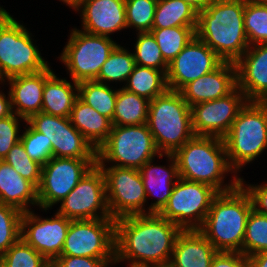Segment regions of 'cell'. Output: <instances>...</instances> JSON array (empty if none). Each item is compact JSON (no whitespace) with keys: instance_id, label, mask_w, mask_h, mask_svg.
Instances as JSON below:
<instances>
[{"instance_id":"6da1fadb","label":"cell","mask_w":267,"mask_h":267,"mask_svg":"<svg viewBox=\"0 0 267 267\" xmlns=\"http://www.w3.org/2000/svg\"><path fill=\"white\" fill-rule=\"evenodd\" d=\"M182 229L158 213L115 220V261L148 267L169 266ZM126 259V260H125Z\"/></svg>"},{"instance_id":"7a4b0ae2","label":"cell","mask_w":267,"mask_h":267,"mask_svg":"<svg viewBox=\"0 0 267 267\" xmlns=\"http://www.w3.org/2000/svg\"><path fill=\"white\" fill-rule=\"evenodd\" d=\"M244 8L245 0H215L198 13L196 36L223 61L235 63L250 46Z\"/></svg>"},{"instance_id":"3957f363","label":"cell","mask_w":267,"mask_h":267,"mask_svg":"<svg viewBox=\"0 0 267 267\" xmlns=\"http://www.w3.org/2000/svg\"><path fill=\"white\" fill-rule=\"evenodd\" d=\"M252 209L249 193L239 184L215 196L198 230L218 252L242 253L247 220Z\"/></svg>"},{"instance_id":"277c9868","label":"cell","mask_w":267,"mask_h":267,"mask_svg":"<svg viewBox=\"0 0 267 267\" xmlns=\"http://www.w3.org/2000/svg\"><path fill=\"white\" fill-rule=\"evenodd\" d=\"M173 155L182 179L208 184L218 192L230 191L240 184L241 177L229 165L223 138L194 136ZM228 172L234 173L233 181L224 184Z\"/></svg>"},{"instance_id":"5b68a950","label":"cell","mask_w":267,"mask_h":267,"mask_svg":"<svg viewBox=\"0 0 267 267\" xmlns=\"http://www.w3.org/2000/svg\"><path fill=\"white\" fill-rule=\"evenodd\" d=\"M147 125L161 154H174L195 136L191 108L180 91L168 89L149 102Z\"/></svg>"},{"instance_id":"8992f818","label":"cell","mask_w":267,"mask_h":267,"mask_svg":"<svg viewBox=\"0 0 267 267\" xmlns=\"http://www.w3.org/2000/svg\"><path fill=\"white\" fill-rule=\"evenodd\" d=\"M223 141L229 165L237 174L267 149V102L247 101Z\"/></svg>"},{"instance_id":"52a82bcc","label":"cell","mask_w":267,"mask_h":267,"mask_svg":"<svg viewBox=\"0 0 267 267\" xmlns=\"http://www.w3.org/2000/svg\"><path fill=\"white\" fill-rule=\"evenodd\" d=\"M162 158L147 124L112 126L106 141L96 151V164L140 169L146 162ZM115 162V163H114Z\"/></svg>"},{"instance_id":"ba28073f","label":"cell","mask_w":267,"mask_h":267,"mask_svg":"<svg viewBox=\"0 0 267 267\" xmlns=\"http://www.w3.org/2000/svg\"><path fill=\"white\" fill-rule=\"evenodd\" d=\"M31 33L13 17L0 29V81L36 73L48 67Z\"/></svg>"},{"instance_id":"9c48e42d","label":"cell","mask_w":267,"mask_h":267,"mask_svg":"<svg viewBox=\"0 0 267 267\" xmlns=\"http://www.w3.org/2000/svg\"><path fill=\"white\" fill-rule=\"evenodd\" d=\"M117 45L111 37L89 34L74 28L59 58L67 67L71 81L79 83L95 80Z\"/></svg>"},{"instance_id":"30bf717a","label":"cell","mask_w":267,"mask_h":267,"mask_svg":"<svg viewBox=\"0 0 267 267\" xmlns=\"http://www.w3.org/2000/svg\"><path fill=\"white\" fill-rule=\"evenodd\" d=\"M218 193L208 184L179 178L167 204L158 214L182 230H198Z\"/></svg>"},{"instance_id":"8fae6325","label":"cell","mask_w":267,"mask_h":267,"mask_svg":"<svg viewBox=\"0 0 267 267\" xmlns=\"http://www.w3.org/2000/svg\"><path fill=\"white\" fill-rule=\"evenodd\" d=\"M60 256L115 259V220H71Z\"/></svg>"},{"instance_id":"7c38bea8","label":"cell","mask_w":267,"mask_h":267,"mask_svg":"<svg viewBox=\"0 0 267 267\" xmlns=\"http://www.w3.org/2000/svg\"><path fill=\"white\" fill-rule=\"evenodd\" d=\"M98 166L105 176L107 204L114 220L147 214L146 191L138 169Z\"/></svg>"},{"instance_id":"4fadbf2b","label":"cell","mask_w":267,"mask_h":267,"mask_svg":"<svg viewBox=\"0 0 267 267\" xmlns=\"http://www.w3.org/2000/svg\"><path fill=\"white\" fill-rule=\"evenodd\" d=\"M95 165L96 159L52 157L41 169L37 188L40 209L49 210L62 201Z\"/></svg>"},{"instance_id":"5bb4252c","label":"cell","mask_w":267,"mask_h":267,"mask_svg":"<svg viewBox=\"0 0 267 267\" xmlns=\"http://www.w3.org/2000/svg\"><path fill=\"white\" fill-rule=\"evenodd\" d=\"M59 203L57 213L71 220L112 218L107 204L105 176L97 164Z\"/></svg>"},{"instance_id":"9a60e30c","label":"cell","mask_w":267,"mask_h":267,"mask_svg":"<svg viewBox=\"0 0 267 267\" xmlns=\"http://www.w3.org/2000/svg\"><path fill=\"white\" fill-rule=\"evenodd\" d=\"M27 122L44 134L48 144H52L53 157L96 159V150L72 125L69 118L40 112L32 115Z\"/></svg>"},{"instance_id":"2e32d148","label":"cell","mask_w":267,"mask_h":267,"mask_svg":"<svg viewBox=\"0 0 267 267\" xmlns=\"http://www.w3.org/2000/svg\"><path fill=\"white\" fill-rule=\"evenodd\" d=\"M246 103L244 93L236 87L224 97L190 106L195 136L223 138Z\"/></svg>"},{"instance_id":"e0dca14e","label":"cell","mask_w":267,"mask_h":267,"mask_svg":"<svg viewBox=\"0 0 267 267\" xmlns=\"http://www.w3.org/2000/svg\"><path fill=\"white\" fill-rule=\"evenodd\" d=\"M70 222L57 212L53 218H41L29 210L22 214L20 236L52 263L62 252Z\"/></svg>"},{"instance_id":"ac0fdd59","label":"cell","mask_w":267,"mask_h":267,"mask_svg":"<svg viewBox=\"0 0 267 267\" xmlns=\"http://www.w3.org/2000/svg\"><path fill=\"white\" fill-rule=\"evenodd\" d=\"M223 60L197 36L168 64L167 85L180 91L189 82L216 69Z\"/></svg>"},{"instance_id":"d6986e66","label":"cell","mask_w":267,"mask_h":267,"mask_svg":"<svg viewBox=\"0 0 267 267\" xmlns=\"http://www.w3.org/2000/svg\"><path fill=\"white\" fill-rule=\"evenodd\" d=\"M74 10L81 12V30L89 34L110 37L127 28L125 0H81Z\"/></svg>"},{"instance_id":"ffe728a7","label":"cell","mask_w":267,"mask_h":267,"mask_svg":"<svg viewBox=\"0 0 267 267\" xmlns=\"http://www.w3.org/2000/svg\"><path fill=\"white\" fill-rule=\"evenodd\" d=\"M235 65L237 87L247 101L267 102V44L249 46Z\"/></svg>"},{"instance_id":"44dd1931","label":"cell","mask_w":267,"mask_h":267,"mask_svg":"<svg viewBox=\"0 0 267 267\" xmlns=\"http://www.w3.org/2000/svg\"><path fill=\"white\" fill-rule=\"evenodd\" d=\"M237 87V70L233 62L223 61L216 69L185 85L180 93L189 106L219 99Z\"/></svg>"},{"instance_id":"7402d4cb","label":"cell","mask_w":267,"mask_h":267,"mask_svg":"<svg viewBox=\"0 0 267 267\" xmlns=\"http://www.w3.org/2000/svg\"><path fill=\"white\" fill-rule=\"evenodd\" d=\"M12 112L26 121L42 110L45 69L7 79ZM14 109V110H13Z\"/></svg>"},{"instance_id":"603a6c76","label":"cell","mask_w":267,"mask_h":267,"mask_svg":"<svg viewBox=\"0 0 267 267\" xmlns=\"http://www.w3.org/2000/svg\"><path fill=\"white\" fill-rule=\"evenodd\" d=\"M168 161L171 163L166 166H156L153 160L146 162L140 169L144 188L146 191V198L149 195L159 197L148 208L147 214L159 213L167 204L168 199L172 193L173 187L179 177L178 166L173 154H165ZM175 180V181H173Z\"/></svg>"},{"instance_id":"cb8c5ba5","label":"cell","mask_w":267,"mask_h":267,"mask_svg":"<svg viewBox=\"0 0 267 267\" xmlns=\"http://www.w3.org/2000/svg\"><path fill=\"white\" fill-rule=\"evenodd\" d=\"M217 252L199 230H182L176 239L169 267H210Z\"/></svg>"},{"instance_id":"d4e9b609","label":"cell","mask_w":267,"mask_h":267,"mask_svg":"<svg viewBox=\"0 0 267 267\" xmlns=\"http://www.w3.org/2000/svg\"><path fill=\"white\" fill-rule=\"evenodd\" d=\"M0 203L22 212H28L29 206H38L37 188L3 160H0Z\"/></svg>"},{"instance_id":"484cf974","label":"cell","mask_w":267,"mask_h":267,"mask_svg":"<svg viewBox=\"0 0 267 267\" xmlns=\"http://www.w3.org/2000/svg\"><path fill=\"white\" fill-rule=\"evenodd\" d=\"M72 84L65 78L59 79L48 66L45 69L41 112L69 118L74 102L78 98V83L73 81Z\"/></svg>"},{"instance_id":"4316f807","label":"cell","mask_w":267,"mask_h":267,"mask_svg":"<svg viewBox=\"0 0 267 267\" xmlns=\"http://www.w3.org/2000/svg\"><path fill=\"white\" fill-rule=\"evenodd\" d=\"M69 119L96 151L106 141L113 126L109 118L98 113L79 97L74 102Z\"/></svg>"},{"instance_id":"83f0119b","label":"cell","mask_w":267,"mask_h":267,"mask_svg":"<svg viewBox=\"0 0 267 267\" xmlns=\"http://www.w3.org/2000/svg\"><path fill=\"white\" fill-rule=\"evenodd\" d=\"M149 102L147 98L138 96L124 88L117 92L113 126H133L147 124Z\"/></svg>"},{"instance_id":"f1b7e54d","label":"cell","mask_w":267,"mask_h":267,"mask_svg":"<svg viewBox=\"0 0 267 267\" xmlns=\"http://www.w3.org/2000/svg\"><path fill=\"white\" fill-rule=\"evenodd\" d=\"M166 72L135 65L133 72L126 81L127 83L122 88L151 101L169 89Z\"/></svg>"},{"instance_id":"f546056e","label":"cell","mask_w":267,"mask_h":267,"mask_svg":"<svg viewBox=\"0 0 267 267\" xmlns=\"http://www.w3.org/2000/svg\"><path fill=\"white\" fill-rule=\"evenodd\" d=\"M198 13L183 0H158L152 28L197 26Z\"/></svg>"},{"instance_id":"4dcf8cb0","label":"cell","mask_w":267,"mask_h":267,"mask_svg":"<svg viewBox=\"0 0 267 267\" xmlns=\"http://www.w3.org/2000/svg\"><path fill=\"white\" fill-rule=\"evenodd\" d=\"M118 89L112 90L109 84L96 80L78 83V97L101 115L113 121Z\"/></svg>"},{"instance_id":"1f68e13d","label":"cell","mask_w":267,"mask_h":267,"mask_svg":"<svg viewBox=\"0 0 267 267\" xmlns=\"http://www.w3.org/2000/svg\"><path fill=\"white\" fill-rule=\"evenodd\" d=\"M197 26H179L171 28H152L164 60L169 64L184 47L196 36Z\"/></svg>"},{"instance_id":"d6a6232c","label":"cell","mask_w":267,"mask_h":267,"mask_svg":"<svg viewBox=\"0 0 267 267\" xmlns=\"http://www.w3.org/2000/svg\"><path fill=\"white\" fill-rule=\"evenodd\" d=\"M135 65L133 53L123 46L117 45L102 65L99 75L95 80L104 84L111 81H125L126 83Z\"/></svg>"},{"instance_id":"836d02e7","label":"cell","mask_w":267,"mask_h":267,"mask_svg":"<svg viewBox=\"0 0 267 267\" xmlns=\"http://www.w3.org/2000/svg\"><path fill=\"white\" fill-rule=\"evenodd\" d=\"M1 267H49L51 263L21 237L0 256Z\"/></svg>"},{"instance_id":"e575fe53","label":"cell","mask_w":267,"mask_h":267,"mask_svg":"<svg viewBox=\"0 0 267 267\" xmlns=\"http://www.w3.org/2000/svg\"><path fill=\"white\" fill-rule=\"evenodd\" d=\"M244 26L250 46L267 44V5L245 0Z\"/></svg>"},{"instance_id":"d590c367","label":"cell","mask_w":267,"mask_h":267,"mask_svg":"<svg viewBox=\"0 0 267 267\" xmlns=\"http://www.w3.org/2000/svg\"><path fill=\"white\" fill-rule=\"evenodd\" d=\"M267 252V216L252 209L245 229L242 253L252 256Z\"/></svg>"},{"instance_id":"8d00e7d4","label":"cell","mask_w":267,"mask_h":267,"mask_svg":"<svg viewBox=\"0 0 267 267\" xmlns=\"http://www.w3.org/2000/svg\"><path fill=\"white\" fill-rule=\"evenodd\" d=\"M134 46L133 55L136 65L167 71L168 63L164 60L156 39L151 32L137 33V40Z\"/></svg>"},{"instance_id":"74e56055","label":"cell","mask_w":267,"mask_h":267,"mask_svg":"<svg viewBox=\"0 0 267 267\" xmlns=\"http://www.w3.org/2000/svg\"><path fill=\"white\" fill-rule=\"evenodd\" d=\"M158 0H125L127 28L134 27L138 33L150 32Z\"/></svg>"},{"instance_id":"f35d334b","label":"cell","mask_w":267,"mask_h":267,"mask_svg":"<svg viewBox=\"0 0 267 267\" xmlns=\"http://www.w3.org/2000/svg\"><path fill=\"white\" fill-rule=\"evenodd\" d=\"M22 214L16 207L0 203V256L21 237Z\"/></svg>"},{"instance_id":"ab89813d","label":"cell","mask_w":267,"mask_h":267,"mask_svg":"<svg viewBox=\"0 0 267 267\" xmlns=\"http://www.w3.org/2000/svg\"><path fill=\"white\" fill-rule=\"evenodd\" d=\"M3 161L11 165L19 175L31 182L36 188L39 187L42 166L28 156L21 141L11 148Z\"/></svg>"},{"instance_id":"60d3db41","label":"cell","mask_w":267,"mask_h":267,"mask_svg":"<svg viewBox=\"0 0 267 267\" xmlns=\"http://www.w3.org/2000/svg\"><path fill=\"white\" fill-rule=\"evenodd\" d=\"M28 127L20 137L28 156L41 166H44L52 156V144H48V140L43 133L36 131L27 121Z\"/></svg>"},{"instance_id":"b9f144b4","label":"cell","mask_w":267,"mask_h":267,"mask_svg":"<svg viewBox=\"0 0 267 267\" xmlns=\"http://www.w3.org/2000/svg\"><path fill=\"white\" fill-rule=\"evenodd\" d=\"M18 119L26 122L15 113L0 119V160H3L11 148L20 141V120Z\"/></svg>"},{"instance_id":"7bdbcfd3","label":"cell","mask_w":267,"mask_h":267,"mask_svg":"<svg viewBox=\"0 0 267 267\" xmlns=\"http://www.w3.org/2000/svg\"><path fill=\"white\" fill-rule=\"evenodd\" d=\"M115 259H99L81 256H59L51 265L53 267H108Z\"/></svg>"},{"instance_id":"ee69618b","label":"cell","mask_w":267,"mask_h":267,"mask_svg":"<svg viewBox=\"0 0 267 267\" xmlns=\"http://www.w3.org/2000/svg\"><path fill=\"white\" fill-rule=\"evenodd\" d=\"M210 267H250V261L243 253L217 252Z\"/></svg>"},{"instance_id":"f6af8a7d","label":"cell","mask_w":267,"mask_h":267,"mask_svg":"<svg viewBox=\"0 0 267 267\" xmlns=\"http://www.w3.org/2000/svg\"><path fill=\"white\" fill-rule=\"evenodd\" d=\"M243 181V178H240V184L251 197L253 209L267 216V183L261 185H250L245 184Z\"/></svg>"},{"instance_id":"bcb514c9","label":"cell","mask_w":267,"mask_h":267,"mask_svg":"<svg viewBox=\"0 0 267 267\" xmlns=\"http://www.w3.org/2000/svg\"><path fill=\"white\" fill-rule=\"evenodd\" d=\"M12 108H11V101H10V95L8 92V96L6 98V94H4L2 91H0V119L8 117L11 115Z\"/></svg>"},{"instance_id":"7dc6e473","label":"cell","mask_w":267,"mask_h":267,"mask_svg":"<svg viewBox=\"0 0 267 267\" xmlns=\"http://www.w3.org/2000/svg\"><path fill=\"white\" fill-rule=\"evenodd\" d=\"M250 267H267V252L256 253L249 256Z\"/></svg>"},{"instance_id":"c3c4849f","label":"cell","mask_w":267,"mask_h":267,"mask_svg":"<svg viewBox=\"0 0 267 267\" xmlns=\"http://www.w3.org/2000/svg\"><path fill=\"white\" fill-rule=\"evenodd\" d=\"M189 4L197 13L208 8L215 0H183Z\"/></svg>"},{"instance_id":"681fc988","label":"cell","mask_w":267,"mask_h":267,"mask_svg":"<svg viewBox=\"0 0 267 267\" xmlns=\"http://www.w3.org/2000/svg\"><path fill=\"white\" fill-rule=\"evenodd\" d=\"M4 8L0 7V29L12 18Z\"/></svg>"},{"instance_id":"f907efd6","label":"cell","mask_w":267,"mask_h":267,"mask_svg":"<svg viewBox=\"0 0 267 267\" xmlns=\"http://www.w3.org/2000/svg\"><path fill=\"white\" fill-rule=\"evenodd\" d=\"M63 3H66L69 7L75 9V7L80 3L81 0H60Z\"/></svg>"},{"instance_id":"816d5d0a","label":"cell","mask_w":267,"mask_h":267,"mask_svg":"<svg viewBox=\"0 0 267 267\" xmlns=\"http://www.w3.org/2000/svg\"><path fill=\"white\" fill-rule=\"evenodd\" d=\"M255 3H258V4H264V5H267V0H251Z\"/></svg>"},{"instance_id":"f5cc1de1","label":"cell","mask_w":267,"mask_h":267,"mask_svg":"<svg viewBox=\"0 0 267 267\" xmlns=\"http://www.w3.org/2000/svg\"><path fill=\"white\" fill-rule=\"evenodd\" d=\"M129 267H148V266H140V265H131V264H129Z\"/></svg>"}]
</instances>
